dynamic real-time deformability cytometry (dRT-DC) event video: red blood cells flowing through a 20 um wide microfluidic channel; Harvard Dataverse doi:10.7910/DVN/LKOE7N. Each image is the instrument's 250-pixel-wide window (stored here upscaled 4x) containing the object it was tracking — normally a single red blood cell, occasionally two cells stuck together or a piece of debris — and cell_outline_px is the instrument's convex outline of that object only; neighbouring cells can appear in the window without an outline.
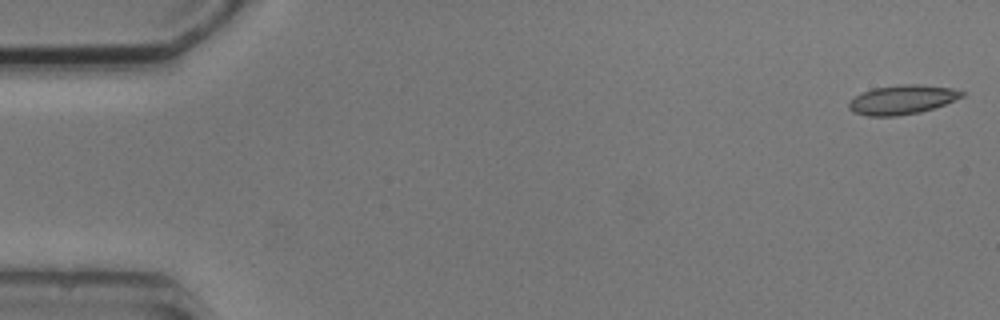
{"species": "common noctule bat (a hibernating species)", "species_latin": "Nyctalus noctula", "temperature_condition": "cold", "stored_images_in_passage": 5, "camera_frame_rate_fps": 3000, "um_per_image_px": 0.085, "animal": {"sex": "male", "body_mass_g": 20.5, "forearm_length_mm": 52.5}, "frame": {"image": 1, "passage_image": 1, "time_ms": 0.0, "image_size_px": [1000, 320], "cell_outline_px": [[964, 96], [944, 104], [920, 112], [896, 116], [868, 116], [852, 112], [848, 108], [848, 104], [856, 96], [872, 88], [900, 84], [920, 84], [952, 88], [964, 92]], "centroid_in_image_um": [76.67, 8.47], "position_along_channel_um": 8.3, "area_um2": 19.13}}
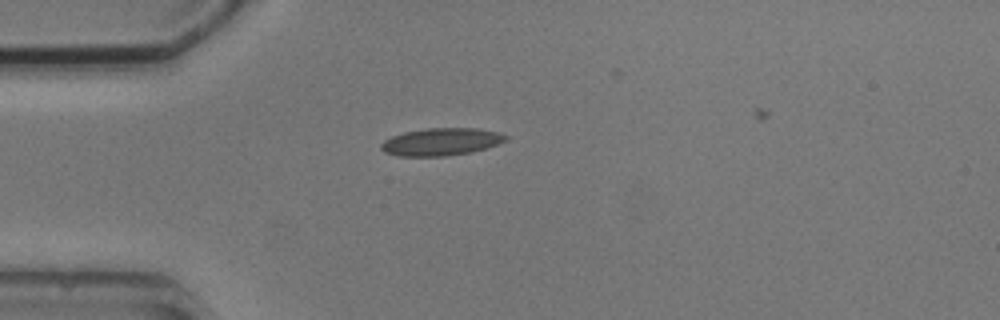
{"frame": {"image": 2, "passage_image": 4, "time_ms": 4.333, "image_size_px": [1000, 320], "cell_outline_px": [[508, 140], [472, 152], [444, 156], [400, 156], [384, 152], [380, 148], [380, 144], [384, 140], [392, 136], [404, 132], [424, 128], [476, 128], [496, 132], [508, 136]], "centroid_in_image_um": [37.46, 12.05], "position_along_channel_um": 47.5, "area_um2": 19.88}}